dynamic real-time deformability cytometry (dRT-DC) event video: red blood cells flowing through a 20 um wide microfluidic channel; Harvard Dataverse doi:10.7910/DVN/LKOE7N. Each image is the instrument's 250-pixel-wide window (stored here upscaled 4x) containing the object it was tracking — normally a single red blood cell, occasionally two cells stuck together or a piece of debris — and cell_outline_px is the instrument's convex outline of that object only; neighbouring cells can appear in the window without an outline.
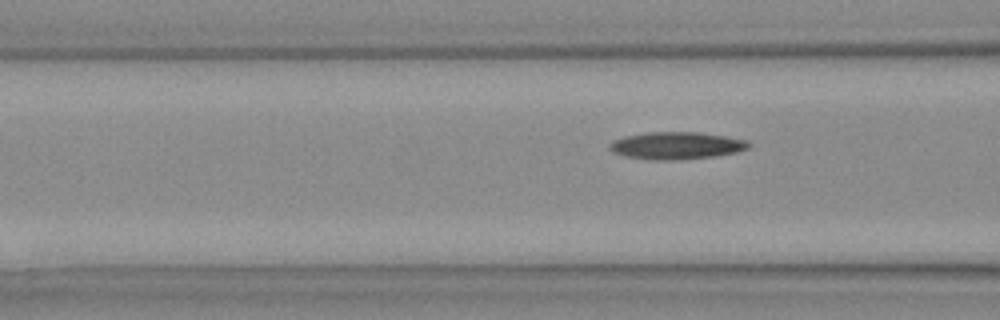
{"species": "Egyptian fruit bat (a non-hibernating species)", "species_latin": "Rousettus aegyptiacus", "temperature_condition": "warm", "stored_images_in_passage": 4, "camera_frame_rate_fps": 3000, "um_per_image_px": 0.085, "animal": {"sex": "female"}, "frame": {"image": 1, "passage_image": 4, "time_ms": 1.0, "image_size_px": [1000, 320], "cell_outline_px": [[748, 148], [736, 152], [712, 156], [680, 160], [648, 160], [624, 156], [612, 152], [608, 148], [608, 144], [612, 140], [628, 136], [648, 132], [696, 132], [724, 136], [744, 140], [748, 144]], "centroid_in_image_um": [57.4, 12.38], "position_along_channel_um": 109.2, "area_um2": 21.96}}